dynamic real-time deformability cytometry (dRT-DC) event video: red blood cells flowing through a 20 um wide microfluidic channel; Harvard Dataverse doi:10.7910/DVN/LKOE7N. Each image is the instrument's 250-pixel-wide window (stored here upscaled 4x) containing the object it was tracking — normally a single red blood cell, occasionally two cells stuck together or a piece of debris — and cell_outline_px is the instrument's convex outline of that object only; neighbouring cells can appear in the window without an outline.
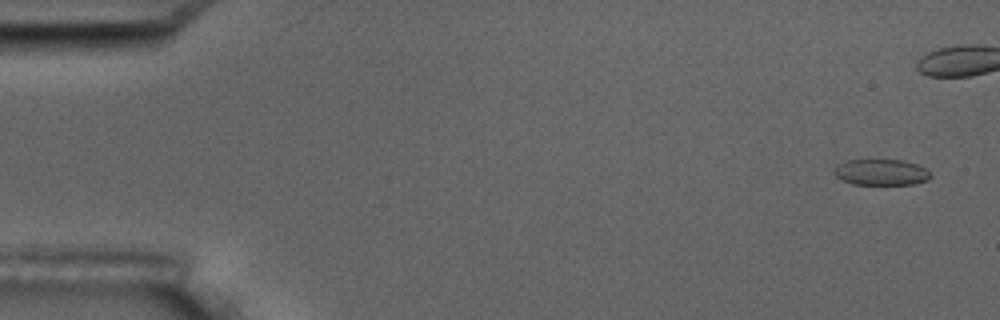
{"species": "common noctule bat (a hibernating species)", "species_latin": "Nyctalus noctula", "temperature_condition": "room temperature", "stored_images_in_passage": 16, "camera_frame_rate_fps": 3000, "um_per_image_px": 0.085, "animal": {"sex": "male", "body_mass_g": 17.5, "forearm_length_mm": 52.3}, "frame": {"image": 1, "passage_image": 1, "time_ms": 0.0, "image_size_px": [1000, 320], "cell_outline_px": [[932, 176], [928, 180], [912, 184], [852, 184], [840, 180], [832, 172], [836, 164], [848, 160], [904, 160], [916, 164], [924, 168]], "centroid_in_image_um": [74.84, 14.64], "position_along_channel_um": 10.2, "area_um2": 14.68}, "authors_computed_cell_mechanics": {"area_um2": 15.9817, "velocity_mm_per_s": 3.5993, "shape_relaxation_time_tau1_ms": 3.9225, "shape_relaxation_time_tau2_ms": 1.638, "deformation_change_tau1": 0.1133, "deformation_change_tau2": 0.0664}}